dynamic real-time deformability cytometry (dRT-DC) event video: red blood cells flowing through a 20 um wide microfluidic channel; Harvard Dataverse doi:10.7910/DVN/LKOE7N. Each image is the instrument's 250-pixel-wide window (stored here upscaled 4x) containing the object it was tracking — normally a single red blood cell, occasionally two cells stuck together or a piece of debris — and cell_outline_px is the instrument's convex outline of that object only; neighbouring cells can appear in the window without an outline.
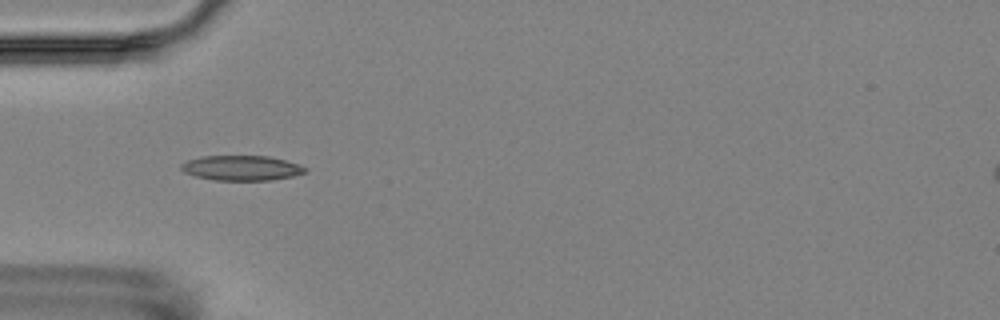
{"species": "Egyptian fruit bat (a non-hibernating species)", "species_latin": "Rousettus aegyptiacus", "temperature_condition": "room temperature", "stored_images_in_passage": 12, "camera_frame_rate_fps": 3000, "um_per_image_px": 0.085, "animal": {"sex": "female"}, "frame": {"image": 1, "passage_image": 2, "time_ms": 1.0, "image_size_px": [1000, 320], "cell_outline_px": [[308, 172], [292, 176], [272, 180], [212, 180], [196, 176], [184, 172], [180, 168], [180, 164], [188, 160], [204, 156], [268, 156], [300, 164], [308, 168]], "centroid_in_image_um": [20.56, 14.28], "position_along_channel_um": 64.4, "area_um2": 18.09}}
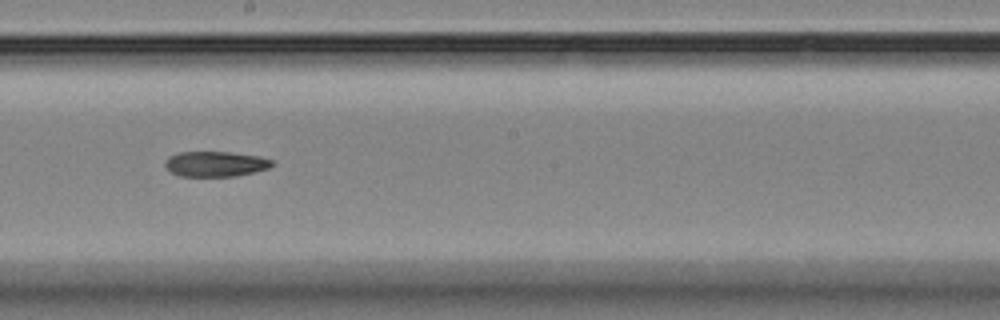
{"frame": {"image": 2, "passage_image": 6, "time_ms": 5.667, "image_size_px": [1000, 320], "cell_outline_px": [[276, 164], [268, 168], [236, 176], [180, 176], [172, 172], [164, 164], [164, 160], [168, 156], [180, 152], [232, 152], [260, 156], [272, 160]], "centroid_in_image_um": [18.32, 13.92], "position_along_channel_um": 229.9, "area_um2": 15.78}}
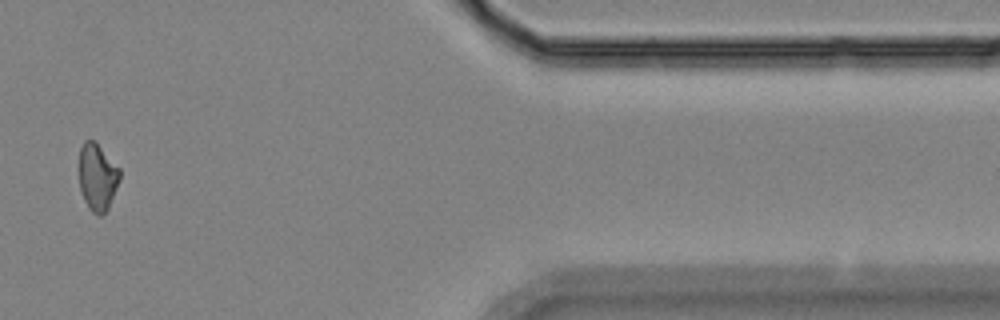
{"frame": {"image": 3, "passage_image": 11, "time_ms": 11.667, "image_size_px": [1000, 320], "cell_outline_px": [[120, 180], [108, 208], [100, 216], [92, 212], [88, 208], [84, 200], [80, 188], [80, 148], [84, 140], [96, 140], [120, 168]], "centroid_in_image_um": [8.3, 15.02], "position_along_channel_um": 403.1, "area_um2": 16.01}}